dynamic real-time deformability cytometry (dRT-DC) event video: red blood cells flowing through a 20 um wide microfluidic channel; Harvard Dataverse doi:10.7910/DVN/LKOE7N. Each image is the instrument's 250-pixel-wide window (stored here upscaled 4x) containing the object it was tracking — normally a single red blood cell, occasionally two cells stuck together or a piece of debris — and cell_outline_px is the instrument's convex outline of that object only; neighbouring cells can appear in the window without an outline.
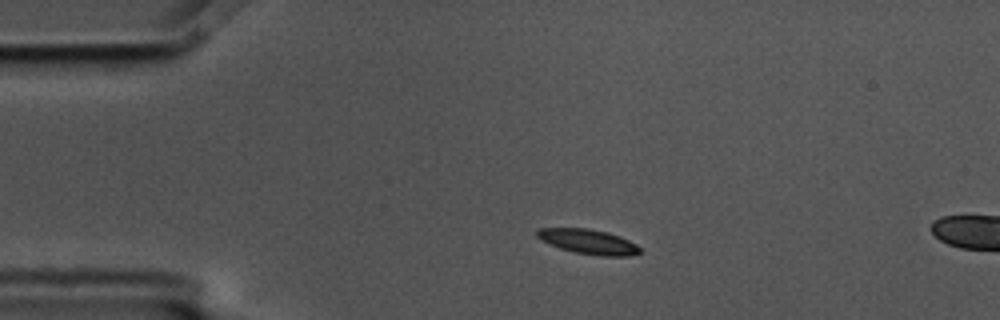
{"species": "common noctule bat (a hibernating species)", "species_latin": "Nyctalus noctula", "temperature_condition": "cold", "stored_images_in_passage": 4, "segment_of_instrument_passage": [1, 2], "camera_frame_rate_fps": 3000, "um_per_image_px": 0.085, "animal": {"sex": "male", "body_mass_g": 17.5, "forearm_length_mm": 52.3}, "frame": {"image": 1, "passage_image": 2, "time_ms": 0.333, "image_size_px": [1000, 320], "cell_outline_px": [[640, 252], [628, 256], [604, 256], [576, 252], [560, 248], [536, 236], [536, 228], [588, 228], [608, 232], [620, 236], [636, 244], [640, 248]], "centroid_in_image_um": [50.03, 20.52], "position_along_channel_um": 35.0, "area_um2": 14.62}}